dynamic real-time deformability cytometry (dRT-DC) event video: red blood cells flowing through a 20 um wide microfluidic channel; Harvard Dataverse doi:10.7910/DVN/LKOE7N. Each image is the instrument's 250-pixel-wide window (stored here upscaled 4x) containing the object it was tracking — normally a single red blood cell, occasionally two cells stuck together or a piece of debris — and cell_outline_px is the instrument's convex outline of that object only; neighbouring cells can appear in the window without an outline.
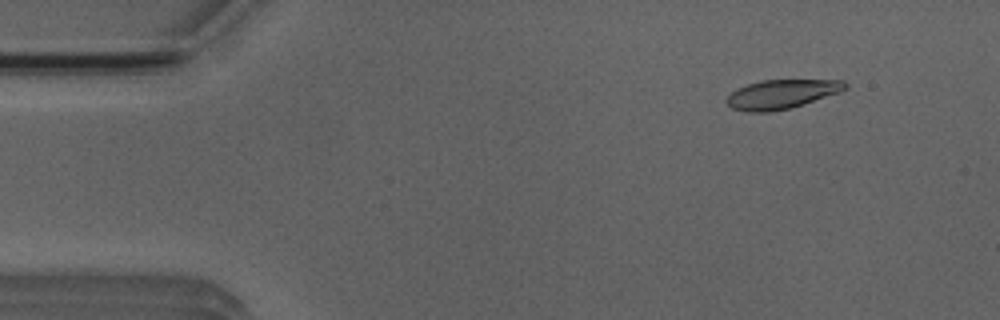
{"species": "Egyptian fruit bat (a non-hibernating species)", "species_latin": "Rousettus aegyptiacus", "temperature_condition": "room temperature", "stored_images_in_passage": 3, "camera_frame_rate_fps": 3000, "um_per_image_px": 0.085, "animal": {"sex": "male"}, "frame": {"image": 1, "passage_image": 3, "time_ms": 3.0, "image_size_px": [1000, 320], "cell_outline_px": [[848, 88], [840, 92], [804, 104], [788, 108], [768, 112], [748, 112], [732, 108], [724, 100], [736, 88], [760, 80], [844, 80], [848, 84]], "centroid_in_image_um": [66.44, 8.0], "position_along_channel_um": 18.6, "area_um2": 20.11}}